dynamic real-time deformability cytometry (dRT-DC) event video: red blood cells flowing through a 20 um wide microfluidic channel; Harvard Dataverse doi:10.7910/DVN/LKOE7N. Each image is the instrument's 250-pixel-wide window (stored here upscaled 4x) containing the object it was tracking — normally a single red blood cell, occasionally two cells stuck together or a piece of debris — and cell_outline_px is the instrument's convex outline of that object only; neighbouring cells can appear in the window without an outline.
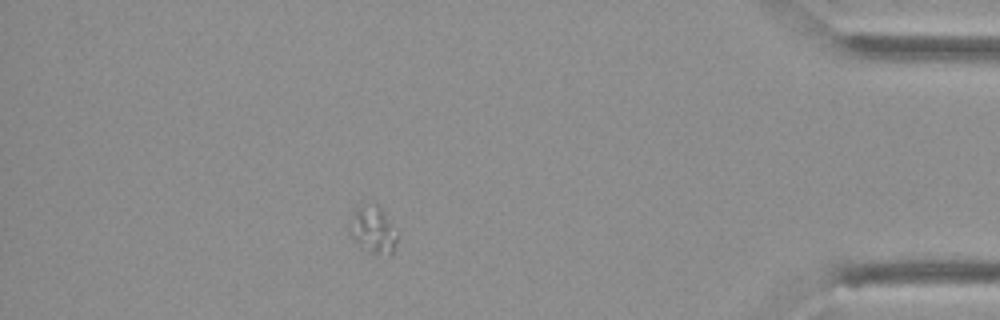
{"species": "Egyptian fruit bat (a non-hibernating species)", "species_latin": "Rousettus aegyptiacus", "temperature_condition": "cold", "stored_images_in_passage": 41, "camera_frame_rate_fps": 3000, "um_per_image_px": 0.085, "animal": {"sex": "female"}, "frame": {"image": 1, "passage_image": 35, "time_ms": 11.333, "image_size_px": [1000, 320], "cell_outline_px": [[400, 236], [392, 252], [388, 256], [376, 256], [360, 248], [356, 244], [348, 232], [348, 228], [352, 212], [356, 204], [380, 204], [400, 232]], "centroid_in_image_um": [31.73, 19.52], "position_along_channel_um": 403.5, "area_um2": 14.39}}